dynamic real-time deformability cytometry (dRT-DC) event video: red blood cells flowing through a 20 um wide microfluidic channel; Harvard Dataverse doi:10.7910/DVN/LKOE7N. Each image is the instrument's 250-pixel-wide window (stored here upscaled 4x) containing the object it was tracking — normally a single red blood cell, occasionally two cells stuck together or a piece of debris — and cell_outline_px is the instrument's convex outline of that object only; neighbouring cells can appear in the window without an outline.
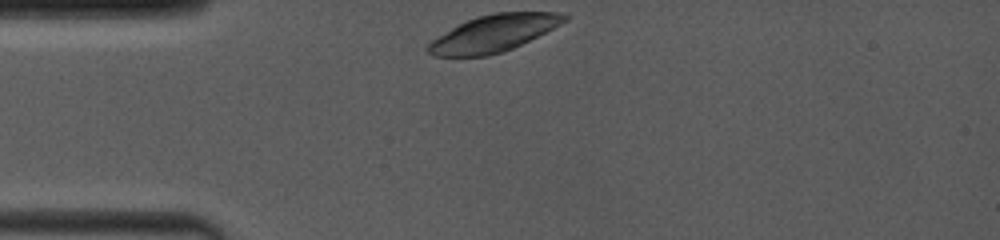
{"species": "common noctule bat (a hibernating species)", "species_latin": "Nyctalus noctula", "temperature_condition": "room temperature", "stored_images_in_passage": 2, "camera_frame_rate_fps": 4000, "um_per_image_px": 0.085, "animal": {"sex": "female", "body_mass_g": 19.0, "forearm_length_mm": 53.3}, "frame": {"image": 1, "passage_image": 1, "time_ms": 0.0, "image_size_px": [1000, 240], "cell_outline_px": [[568, 20], [512, 48], [488, 56], [432, 56], [424, 48], [432, 40], [452, 28], [476, 16], [496, 12], [560, 12], [568, 16]], "centroid_in_image_um": [41.93, 2.83], "position_along_channel_um": 43.1, "area_um2": 28.78}}